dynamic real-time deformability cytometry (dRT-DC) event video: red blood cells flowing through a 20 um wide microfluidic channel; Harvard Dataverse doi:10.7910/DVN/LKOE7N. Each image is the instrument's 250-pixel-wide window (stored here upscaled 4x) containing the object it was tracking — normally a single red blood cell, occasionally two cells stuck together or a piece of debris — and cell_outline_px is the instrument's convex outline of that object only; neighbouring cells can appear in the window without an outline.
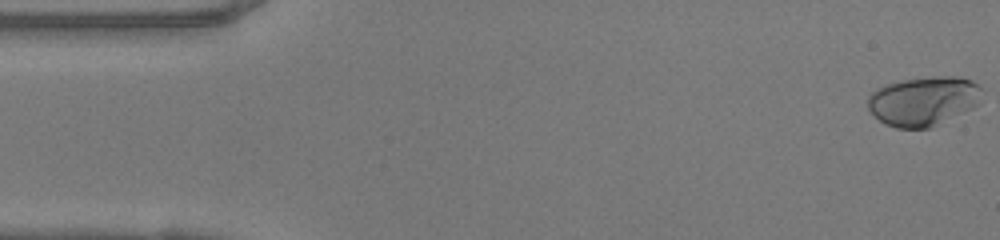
{"species": "human", "species_latin": "Homo sapiens", "temperature_condition": "warm", "stored_images_in_passage": 49, "camera_frame_rate_fps": 3000, "um_per_image_px": 0.085, "donor": {"sex": "female"}, "frame": {"image": 1, "passage_image": 1, "time_ms": 0.0, "image_size_px": [1000, 240], "cell_outline_px": [[980, 88], [976, 104], [972, 108], [932, 128], [896, 128], [884, 124], [868, 108], [868, 96], [876, 88], [884, 84], [900, 80], [932, 76], [956, 76], [972, 80]], "centroid_in_image_um": [78.44, 8.58], "position_along_channel_um": 6.6, "area_um2": 32.71}}
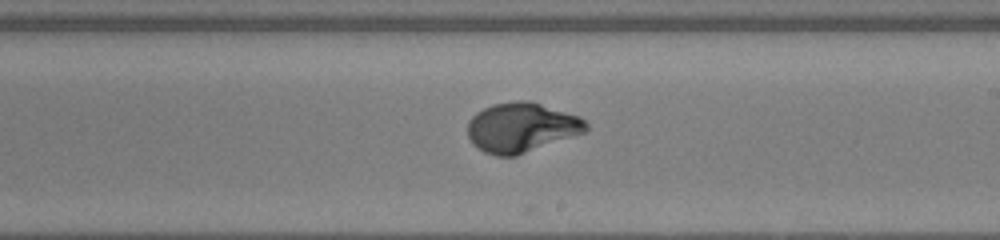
{"frame": {"image": 2, "passage_image": 28, "time_ms": 9.0, "image_size_px": [1000, 240], "cell_outline_px": [[588, 128], [584, 132], [516, 156], [496, 156], [484, 152], [472, 144], [468, 136], [468, 120], [476, 112], [492, 104], [520, 100], [528, 100], [580, 116], [588, 124]], "centroid_in_image_um": [44.29, 10.83], "position_along_channel_um": 244.7, "area_um2": 34.16}}
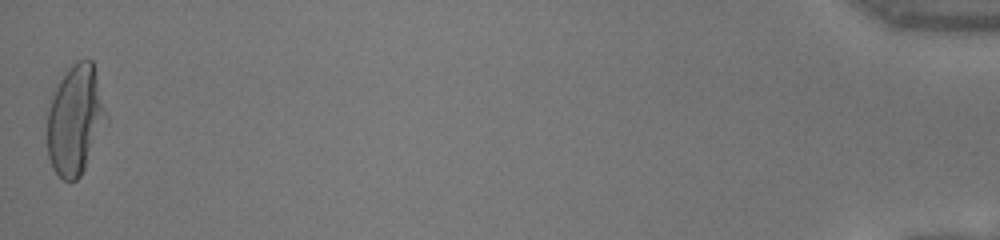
{"frame": {"image": 3, "passage_image": 49, "time_ms": 16.0, "image_size_px": [1000, 240], "cell_outline_px": [[108, 124], [80, 176], [76, 180], [64, 180], [52, 168], [48, 156], [48, 112], [56, 88], [60, 80], [68, 68], [76, 60], [92, 60], [108, 116]], "centroid_in_image_um": [6.43, 10.21], "position_along_channel_um": 428.8, "area_um2": 37.57}, "authors_computed_cell_mechanics": {"area_um2": 33.2928, "velocity_mm_per_s": 4.1487, "shape_relaxation_time_tau1_ms": 4.5089, "shape_relaxation_time_tau2_ms": null, "deformation_change_tau1": 0.2555, "deformation_change_tau2": null}}